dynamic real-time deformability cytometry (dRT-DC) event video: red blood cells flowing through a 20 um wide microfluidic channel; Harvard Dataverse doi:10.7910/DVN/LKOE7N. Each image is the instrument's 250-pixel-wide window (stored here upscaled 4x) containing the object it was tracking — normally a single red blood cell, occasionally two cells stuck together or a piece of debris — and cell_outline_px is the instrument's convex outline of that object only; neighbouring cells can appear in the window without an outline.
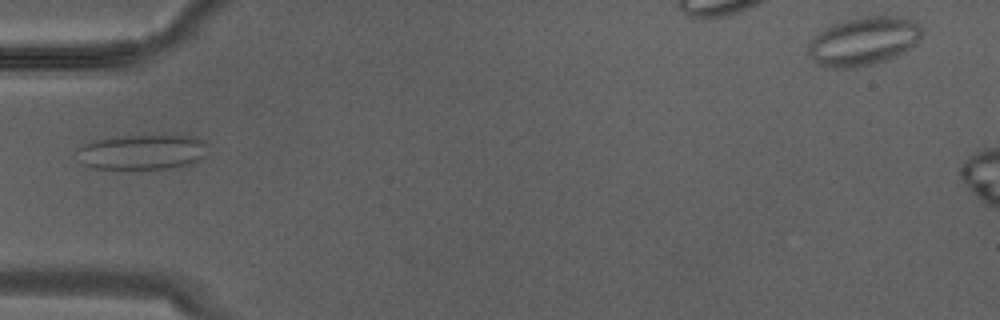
{"species": "Egyptian fruit bat (a non-hibernating species)", "species_latin": "Rousettus aegyptiacus", "temperature_condition": "warm", "stored_images_in_passage": 7, "camera_frame_rate_fps": 3000, "um_per_image_px": 0.085, "animal": {"sex": "male"}, "frame": {"image": 1, "passage_image": 6, "time_ms": 1.667, "image_size_px": [1000, 320], "cell_outline_px": [[208, 144], [204, 156], [200, 160], [168, 168], [96, 168], [84, 164], [76, 148], [92, 140], [124, 136], [192, 136], [204, 140]], "centroid_in_image_um": [12.1, 12.9], "position_along_channel_um": 72.9, "area_um2": 26.18}}